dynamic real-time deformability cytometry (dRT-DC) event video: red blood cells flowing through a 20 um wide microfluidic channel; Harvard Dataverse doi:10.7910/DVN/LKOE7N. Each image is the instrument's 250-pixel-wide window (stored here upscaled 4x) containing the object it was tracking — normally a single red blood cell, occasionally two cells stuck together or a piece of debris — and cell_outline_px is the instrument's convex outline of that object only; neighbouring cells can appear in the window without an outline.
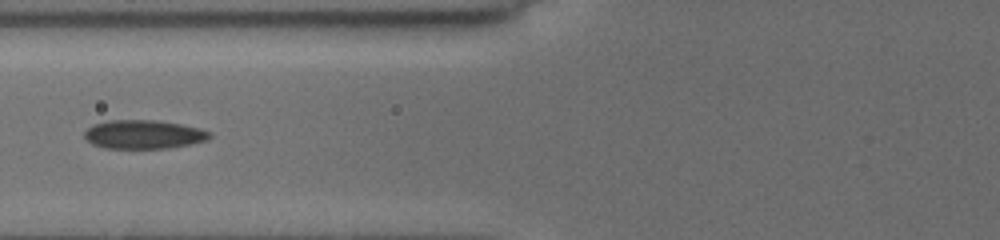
{"species": "common noctule bat (a hibernating species)", "species_latin": "Nyctalus noctula", "temperature_condition": "cold", "stored_images_in_passage": 14, "camera_frame_rate_fps": 3000, "um_per_image_px": 0.085, "animal": {"sex": "female", "body_mass_g": 19.5, "forearm_length_mm": 54.1}, "frame": {"image": 1, "passage_image": 5, "time_ms": 1.667, "image_size_px": [1000, 240], "cell_outline_px": [[212, 136], [208, 140], [168, 148], [104, 148], [92, 144], [84, 136], [84, 132], [92, 124], [108, 120], [160, 120], [200, 128], [212, 132]], "centroid_in_image_um": [12.22, 11.41], "position_along_channel_um": 113.6, "area_um2": 21.1}}
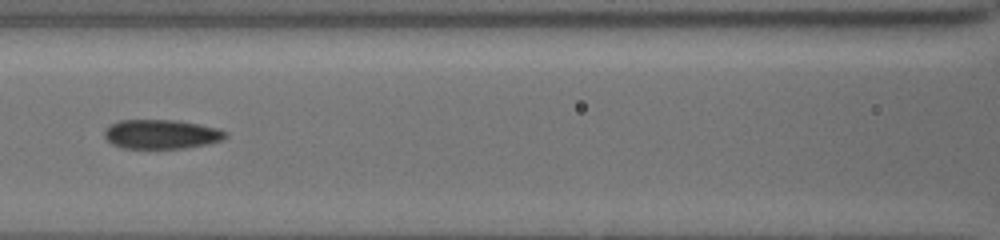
{"frame": {"image": 2, "passage_image": 8, "time_ms": 2.667, "image_size_px": [1000, 240], "cell_outline_px": [[228, 136], [224, 140], [208, 144], [184, 148], [124, 148], [112, 144], [104, 136], [104, 128], [120, 120], [176, 120], [220, 128], [228, 132]], "centroid_in_image_um": [13.76, 11.4], "position_along_channel_um": 152.8, "area_um2": 20.81}}